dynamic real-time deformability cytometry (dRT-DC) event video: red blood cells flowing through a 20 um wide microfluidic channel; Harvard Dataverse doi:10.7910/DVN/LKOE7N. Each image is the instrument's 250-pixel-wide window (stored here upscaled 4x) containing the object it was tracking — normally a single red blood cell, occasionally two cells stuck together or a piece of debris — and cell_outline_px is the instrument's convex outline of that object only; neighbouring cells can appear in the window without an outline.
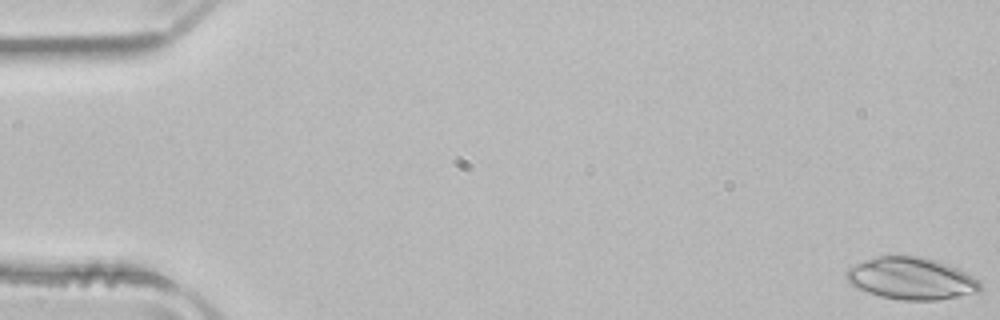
{"species": "common noctule bat (a hibernating species)", "species_latin": "Nyctalus noctula", "temperature_condition": "room temperature", "stored_images_in_passage": 52, "camera_frame_rate_fps": 3000, "um_per_image_px": 0.085, "animal": {"sex": "male", "body_mass_g": 21.5, "forearm_length_mm": 52.0}, "frame": {"image": 1, "passage_image": 1, "time_ms": 0.0, "image_size_px": [1000, 320], "cell_outline_px": [[980, 292], [936, 300], [900, 300], [880, 296], [868, 292], [852, 284], [844, 276], [844, 272], [848, 268], [864, 260], [876, 256], [920, 256], [936, 260], [948, 264], [972, 276], [980, 284]], "centroid_in_image_um": [77.43, 23.67], "position_along_channel_um": 7.6, "area_um2": 32.54}}
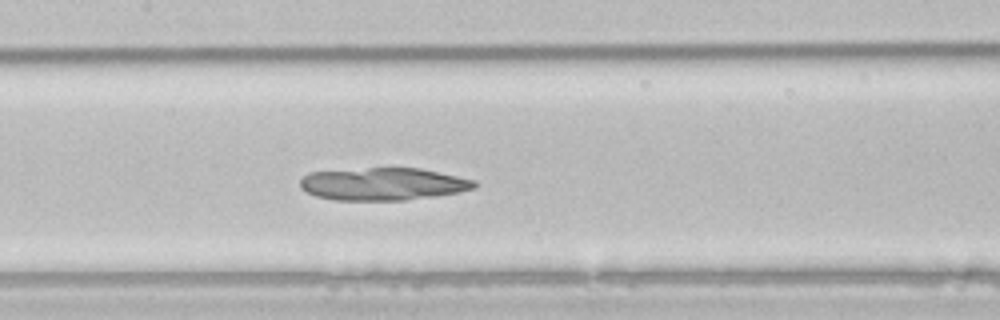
{"frame": {"image": 2, "passage_image": 25, "time_ms": 8.0, "image_size_px": [1000, 320], "cell_outline_px": [[476, 188], [460, 192], [436, 196], [404, 200], [332, 200], [316, 196], [304, 192], [300, 188], [300, 180], [304, 176], [312, 172], [368, 168], [420, 168], [476, 180]], "centroid_in_image_um": [32.56, 15.65], "position_along_channel_um": 174.8, "area_um2": 33.12}}
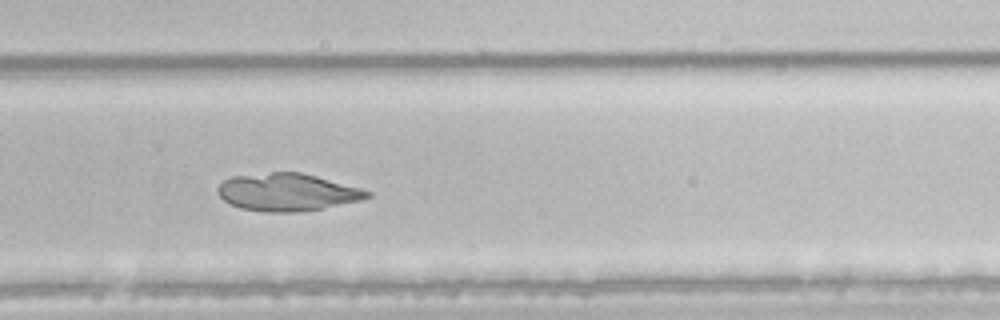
{"frame": {"image": 3, "passage_image": 35, "time_ms": 11.333, "image_size_px": [1000, 320], "cell_outline_px": [[372, 196], [360, 200], [300, 212], [264, 212], [240, 208], [224, 200], [216, 192], [216, 188], [224, 180], [232, 176], [272, 172], [300, 172], [316, 176], [360, 188], [372, 192]], "centroid_in_image_um": [24.38, 16.33], "position_along_channel_um": 305.4, "area_um2": 32.48}}